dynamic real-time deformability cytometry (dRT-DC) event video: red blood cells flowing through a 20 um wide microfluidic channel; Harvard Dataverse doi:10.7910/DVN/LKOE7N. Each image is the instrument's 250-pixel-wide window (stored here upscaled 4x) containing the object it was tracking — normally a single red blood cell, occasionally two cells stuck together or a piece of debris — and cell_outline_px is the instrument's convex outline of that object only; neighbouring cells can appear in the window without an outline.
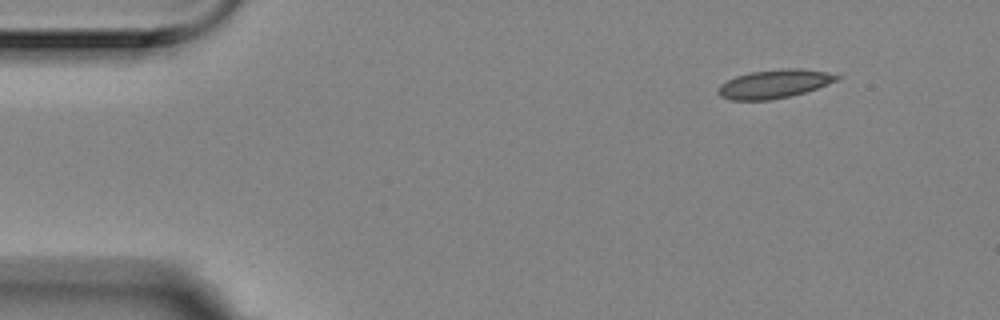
{"species": "Egyptian fruit bat (a non-hibernating species)", "species_latin": "Rousettus aegyptiacus", "temperature_condition": "room temperature", "stored_images_in_passage": 4, "camera_frame_rate_fps": 3000, "um_per_image_px": 0.085, "animal": {"sex": "female"}, "frame": {"image": 1, "passage_image": 1, "time_ms": 0.0, "image_size_px": [1000, 320], "cell_outline_px": [[840, 80], [804, 92], [788, 96], [768, 100], [732, 100], [720, 96], [716, 92], [720, 84], [736, 76], [752, 72], [780, 68], [800, 68], [828, 72], [840, 76]], "centroid_in_image_um": [65.81, 7.12], "position_along_channel_um": 19.2, "area_um2": 19.71}}
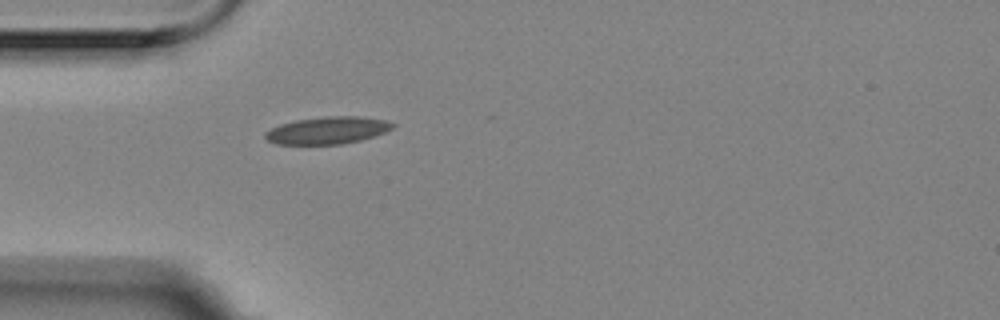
{"frame": {"image": 2, "passage_image": 4, "time_ms": 1.0, "image_size_px": [1000, 320], "cell_outline_px": [[396, 124], [392, 128], [384, 132], [360, 140], [340, 144], [276, 144], [268, 140], [264, 136], [264, 132], [280, 124], [296, 120], [324, 116], [360, 116], [388, 120]], "centroid_in_image_um": [27.84, 11.07], "position_along_channel_um": 57.2, "area_um2": 20.17}}